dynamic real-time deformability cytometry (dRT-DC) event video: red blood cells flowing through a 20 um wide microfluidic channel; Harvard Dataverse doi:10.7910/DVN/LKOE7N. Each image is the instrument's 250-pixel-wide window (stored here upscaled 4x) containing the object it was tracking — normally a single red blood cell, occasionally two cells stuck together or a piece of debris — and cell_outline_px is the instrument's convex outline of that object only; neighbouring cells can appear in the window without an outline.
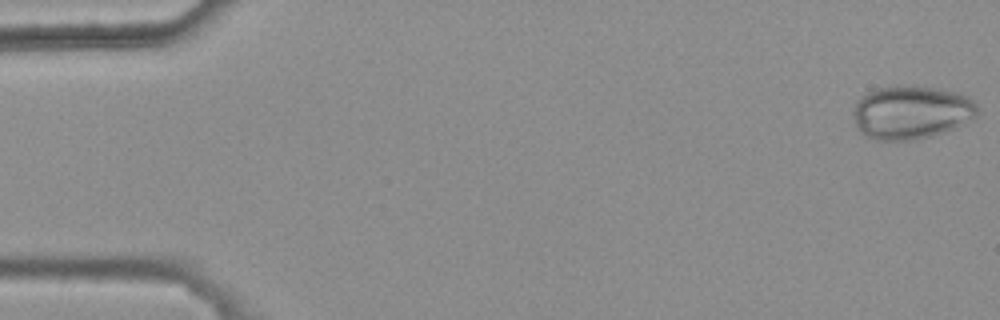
{"species": "common noctule bat (a hibernating species)", "species_latin": "Nyctalus noctula", "temperature_condition": "warm", "stored_images_in_passage": 5, "camera_frame_rate_fps": 3000, "um_per_image_px": 0.085, "animal": {"sex": "female", "body_mass_g": 25.1}, "frame": {"image": 1, "passage_image": 1, "time_ms": 0.0, "image_size_px": [1000, 320], "cell_outline_px": [[976, 112], [964, 124], [956, 128], [932, 136], [912, 140], [876, 140], [864, 136], [856, 128], [852, 112], [856, 100], [860, 96], [876, 88], [932, 88], [960, 92], [968, 96], [976, 104]], "centroid_in_image_um": [77.41, 9.59], "position_along_channel_um": 7.6, "area_um2": 38.26}}